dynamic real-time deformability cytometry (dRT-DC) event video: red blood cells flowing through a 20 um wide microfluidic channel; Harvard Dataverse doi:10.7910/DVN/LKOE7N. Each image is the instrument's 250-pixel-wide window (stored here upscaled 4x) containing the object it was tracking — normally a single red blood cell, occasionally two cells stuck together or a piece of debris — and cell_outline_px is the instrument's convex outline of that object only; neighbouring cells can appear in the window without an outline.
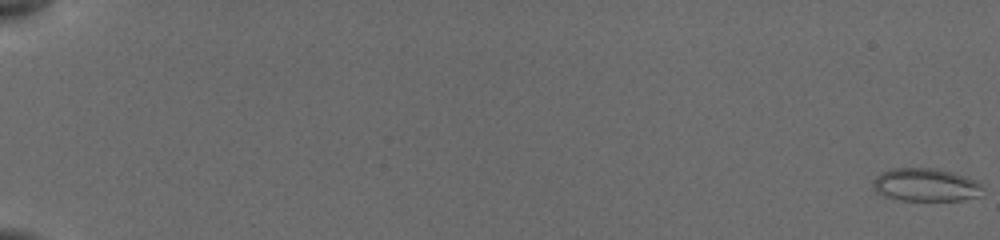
{"species": "common noctule bat (a hibernating species)", "species_latin": "Nyctalus noctula", "temperature_condition": "cold", "stored_images_in_passage": 24, "camera_frame_rate_fps": 3000, "um_per_image_px": 0.085, "animal": {"sex": "female", "body_mass_g": 19.5, "forearm_length_mm": 54.1}, "frame": {"image": 1, "passage_image": 1, "time_ms": 0.0, "image_size_px": [1000, 240], "cell_outline_px": [[980, 196], [964, 200], [900, 200], [884, 196], [876, 192], [872, 188], [872, 180], [880, 172], [892, 168], [940, 168], [968, 176], [976, 180], [980, 184]], "centroid_in_image_um": [78.65, 15.7], "position_along_channel_um": 6.4, "area_um2": 21.44}}
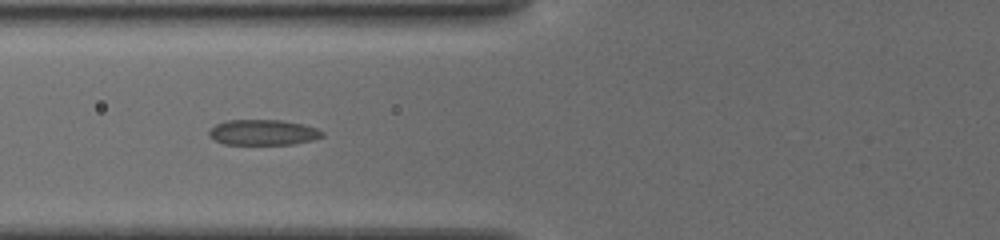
{"frame": {"image": 2, "passage_image": 17, "time_ms": 8.0, "image_size_px": [1000, 240], "cell_outline_px": [[324, 136], [312, 140], [296, 144], [224, 144], [208, 136], [208, 132], [216, 124], [228, 120], [280, 120], [304, 124], [316, 128], [324, 132]], "centroid_in_image_um": [22.39, 11.25], "position_along_channel_um": 103.4, "area_um2": 16.82}}
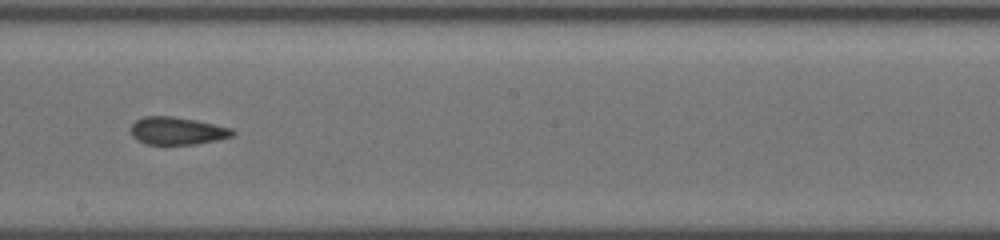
{"frame": {"image": 3, "passage_image": 22, "time_ms": 11.333, "image_size_px": [1000, 240], "cell_outline_px": [[236, 132], [232, 136], [216, 140], [196, 144], [148, 144], [132, 136], [132, 124], [136, 120], [144, 116], [172, 116], [196, 120], [232, 128]], "centroid_in_image_um": [15.09, 11.11], "position_along_channel_um": 233.1, "area_um2": 16.18}}